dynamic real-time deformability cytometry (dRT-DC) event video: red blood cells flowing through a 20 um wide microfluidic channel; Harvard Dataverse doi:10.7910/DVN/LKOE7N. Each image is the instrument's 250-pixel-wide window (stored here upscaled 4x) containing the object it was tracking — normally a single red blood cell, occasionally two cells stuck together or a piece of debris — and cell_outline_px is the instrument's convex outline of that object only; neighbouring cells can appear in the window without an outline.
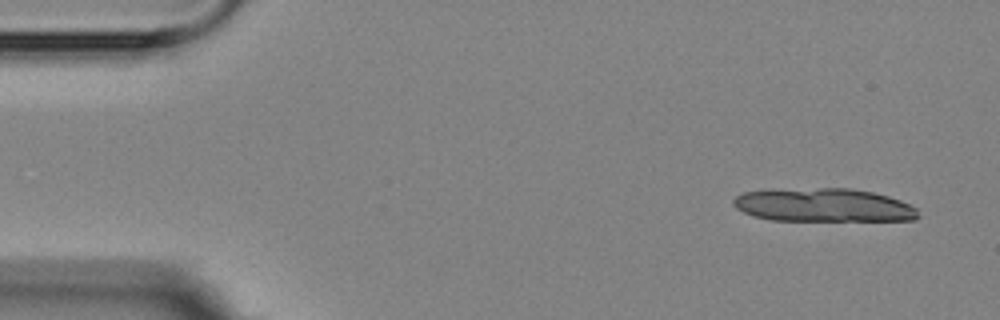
{"species": "Egyptian fruit bat (a non-hibernating species)", "species_latin": "Rousettus aegyptiacus", "temperature_condition": "room temperature", "stored_images_in_passage": 16, "camera_frame_rate_fps": 3000, "um_per_image_px": 0.085, "animal": {"sex": "female"}, "frame": {"image": 1, "passage_image": 1, "time_ms": 0.0, "image_size_px": [1000, 320], "cell_outline_px": [[920, 216], [916, 220], [772, 220], [752, 216], [736, 208], [732, 204], [732, 200], [736, 196], [744, 192], [820, 188], [852, 188], [872, 192], [888, 196], [900, 200], [916, 208]], "centroid_in_image_um": [70.02, 17.45], "position_along_channel_um": 15.0, "area_um2": 35.66}}
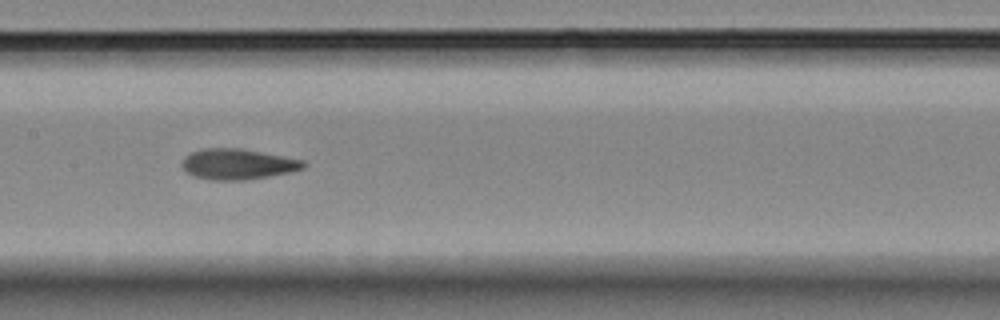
{"frame": {"image": 2, "passage_image": 8, "time_ms": 8.0, "image_size_px": [1000, 320], "cell_outline_px": [[308, 164], [304, 168], [292, 172], [248, 180], [212, 180], [196, 176], [188, 172], [184, 168], [184, 156], [192, 152], [204, 148], [240, 148], [304, 160]], "centroid_in_image_um": [20.28, 13.95], "position_along_channel_um": 187.1, "area_um2": 21.56}}
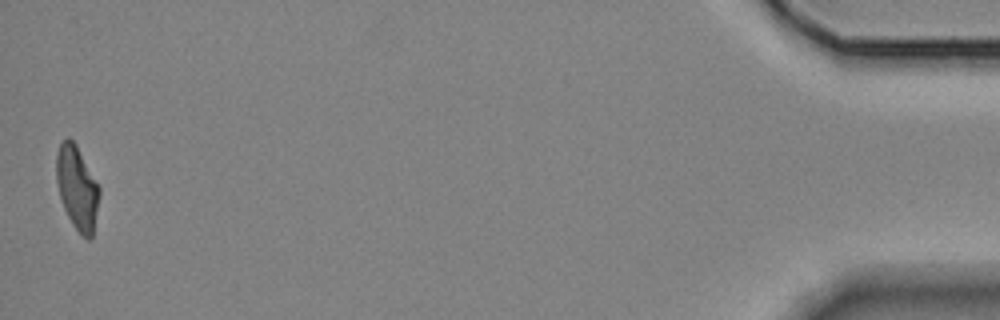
{"frame": {"image": 3, "passage_image": 16, "time_ms": 17.333, "image_size_px": [1000, 320], "cell_outline_px": [[100, 192], [92, 236], [88, 240], [72, 224], [64, 208], [60, 196], [56, 180], [56, 152], [60, 144], [68, 136], [76, 144], [100, 188]], "centroid_in_image_um": [6.54, 15.93], "position_along_channel_um": 428.7, "area_um2": 20.58}, "authors_computed_cell_mechanics": {"area_um2": 21.3571, "velocity_mm_per_s": 3.5828, "shape_relaxation_time_tau1_ms": 5.0586, "shape_relaxation_time_tau2_ms": 1.3096, "deformation_change_tau1": 0.1442, "deformation_change_tau2": 0.0592}}